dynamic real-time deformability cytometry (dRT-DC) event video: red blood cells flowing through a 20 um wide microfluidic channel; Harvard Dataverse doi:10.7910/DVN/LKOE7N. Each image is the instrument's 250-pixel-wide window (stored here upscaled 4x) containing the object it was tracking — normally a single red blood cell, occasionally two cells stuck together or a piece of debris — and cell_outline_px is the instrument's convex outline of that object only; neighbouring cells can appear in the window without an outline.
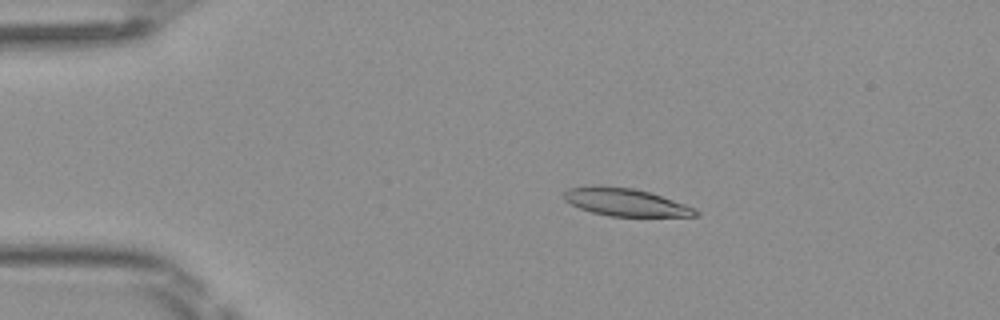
{"species": "Egyptian fruit bat (a non-hibernating species)", "species_latin": "Rousettus aegyptiacus", "temperature_condition": "room temperature", "stored_images_in_passage": 50, "camera_frame_rate_fps": 3000, "um_per_image_px": 0.085, "frame": {"image": 1, "passage_image": 10, "time_ms": 3.0, "image_size_px": [1000, 320], "cell_outline_px": [[700, 216], [608, 216], [592, 212], [580, 208], [564, 200], [564, 192], [568, 188], [592, 184], [600, 184], [632, 188], [652, 192], [696, 208], [700, 212]], "centroid_in_image_um": [53.17, 17.16], "position_along_channel_um": 31.8, "area_um2": 21.62}}
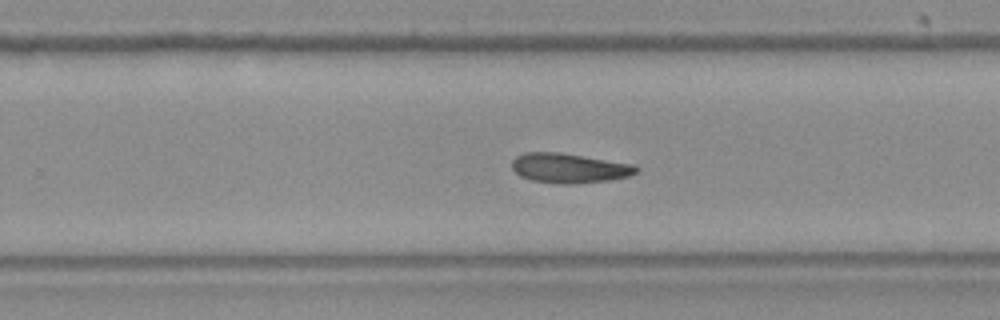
{"frame": {"image": 2, "passage_image": 32, "time_ms": 10.333, "image_size_px": [1000, 320], "cell_outline_px": [[640, 168], [636, 172], [628, 176], [612, 180], [568, 184], [556, 184], [532, 180], [520, 176], [512, 168], [512, 160], [516, 156], [524, 152], [560, 152], [636, 164]], "centroid_in_image_um": [48.4, 14.28], "position_along_channel_um": 281.4, "area_um2": 21.73}}
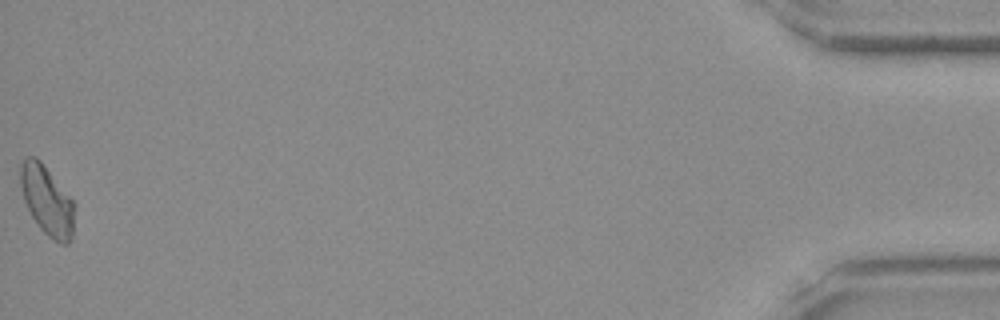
{"frame": {"image": 3, "passage_image": 50, "time_ms": 16.333, "image_size_px": [1000, 320], "cell_outline_px": [[76, 208], [72, 240], [68, 244], [60, 244], [48, 236], [40, 228], [32, 216], [24, 200], [20, 184], [20, 164], [28, 156], [36, 156], [40, 160], [76, 204]], "centroid_in_image_um": [4.03, 17.07], "position_along_channel_um": 431.2, "area_um2": 22.02}}